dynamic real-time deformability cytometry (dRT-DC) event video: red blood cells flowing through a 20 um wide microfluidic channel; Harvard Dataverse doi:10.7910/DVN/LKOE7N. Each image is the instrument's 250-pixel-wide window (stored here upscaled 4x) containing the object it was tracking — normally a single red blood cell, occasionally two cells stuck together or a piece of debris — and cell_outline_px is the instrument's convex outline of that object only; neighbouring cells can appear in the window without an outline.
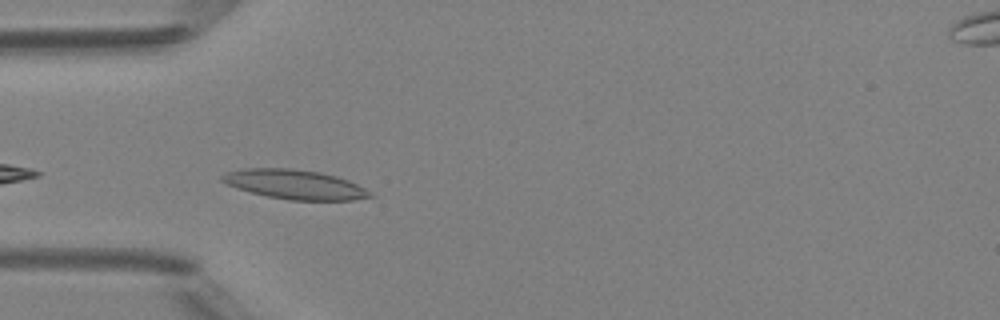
{"species": "Egyptian fruit bat (a non-hibernating species)", "species_latin": "Rousettus aegyptiacus", "temperature_condition": "room temperature", "stored_images_in_passage": 31, "camera_frame_rate_fps": 3000, "um_per_image_px": 0.085, "animal": {"sex": "female"}, "frame": {"image": 1, "passage_image": 2, "time_ms": 0.333, "image_size_px": [1000, 320], "cell_outline_px": [[376, 196], [352, 200], [288, 200], [268, 196], [236, 188], [220, 180], [220, 176], [228, 172], [244, 168], [288, 168], [320, 172], [336, 176], [348, 180], [372, 192]], "centroid_in_image_um": [25.07, 15.68], "position_along_channel_um": 59.9, "area_um2": 25.26}}
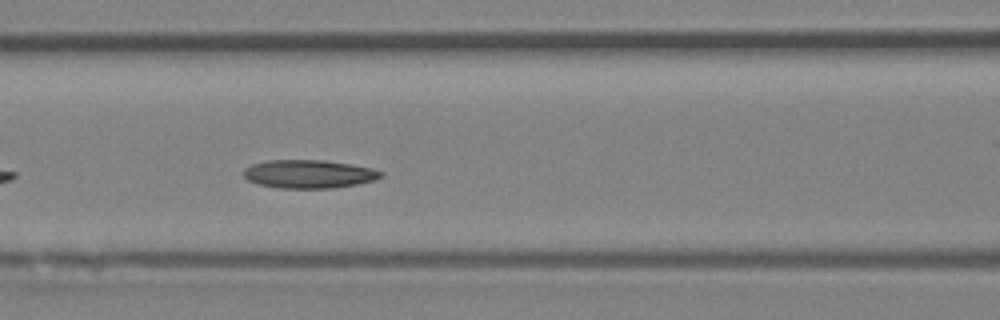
{"frame": {"image": 2, "passage_image": 8, "time_ms": 2.333, "image_size_px": [1000, 320], "cell_outline_px": [[384, 176], [376, 180], [356, 184], [332, 188], [276, 188], [256, 184], [248, 180], [244, 176], [244, 168], [252, 164], [268, 160], [324, 160], [352, 164], [372, 168], [384, 172]], "centroid_in_image_um": [26.27, 14.79], "position_along_channel_um": 140.3, "area_um2": 22.89}}
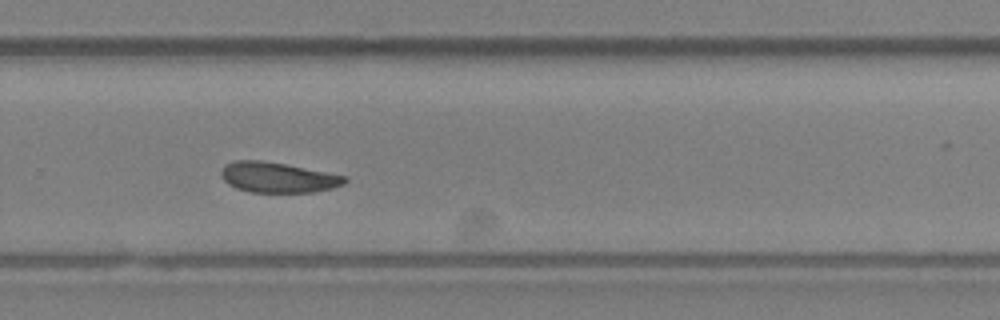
{"frame": {"image": 3, "passage_image": 20, "time_ms": 6.333, "image_size_px": [1000, 320], "cell_outline_px": [[348, 180], [344, 184], [332, 188], [312, 192], [252, 192], [236, 188], [228, 184], [220, 176], [220, 172], [224, 164], [236, 160], [260, 160], [284, 164], [348, 176]], "centroid_in_image_um": [23.6, 15.08], "position_along_channel_um": 306.2, "area_um2": 21.85}, "authors_computed_cell_mechanics": {"area_um2": 22.1952, "velocity_mm_per_s": 4.1472, "shape_relaxation_time_tau1_ms": 6.2506, "shape_relaxation_time_tau2_ms": null, "deformation_change_tau1": 0.1234, "deformation_change_tau2": null}}